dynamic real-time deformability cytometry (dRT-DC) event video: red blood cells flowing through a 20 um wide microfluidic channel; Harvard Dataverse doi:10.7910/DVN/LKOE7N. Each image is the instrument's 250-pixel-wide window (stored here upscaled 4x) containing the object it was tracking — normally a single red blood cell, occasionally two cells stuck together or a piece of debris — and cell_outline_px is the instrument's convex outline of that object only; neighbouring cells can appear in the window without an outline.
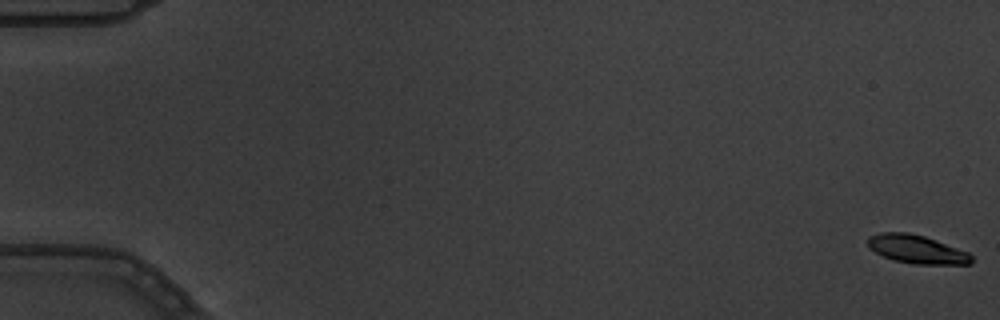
{"species": "common noctule bat (a hibernating species)", "species_latin": "Nyctalus noctula", "temperature_condition": "warm", "stored_images_in_passage": 9, "camera_frame_rate_fps": 3000, "um_per_image_px": 0.085, "animal": {"sex": "male", "body_mass_g": 19.5, "forearm_length_mm": 54.6}, "frame": {"image": 1, "passage_image": 1, "time_ms": 0.0, "image_size_px": [1000, 320], "cell_outline_px": [[972, 264], [912, 264], [892, 260], [868, 248], [868, 236], [880, 232], [908, 232], [924, 236], [968, 252], [972, 256]], "centroid_in_image_um": [77.9, 21.19], "position_along_channel_um": 7.1, "area_um2": 17.17}}
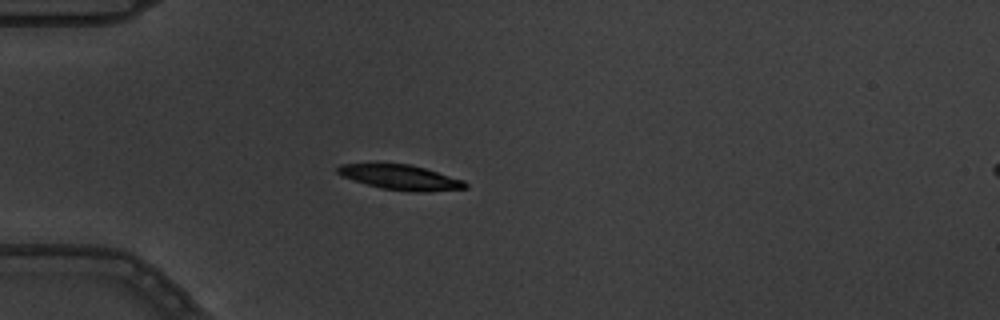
{"frame": {"image": 2, "passage_image": 6, "time_ms": 1.667, "image_size_px": [1000, 320], "cell_outline_px": [[468, 188], [428, 192], [412, 192], [380, 188], [352, 180], [340, 176], [336, 172], [336, 168], [340, 164], [376, 160], [408, 164], [424, 168], [464, 180], [468, 184]], "centroid_in_image_um": [33.93, 15.02], "position_along_channel_um": 51.1, "area_um2": 19.59}}